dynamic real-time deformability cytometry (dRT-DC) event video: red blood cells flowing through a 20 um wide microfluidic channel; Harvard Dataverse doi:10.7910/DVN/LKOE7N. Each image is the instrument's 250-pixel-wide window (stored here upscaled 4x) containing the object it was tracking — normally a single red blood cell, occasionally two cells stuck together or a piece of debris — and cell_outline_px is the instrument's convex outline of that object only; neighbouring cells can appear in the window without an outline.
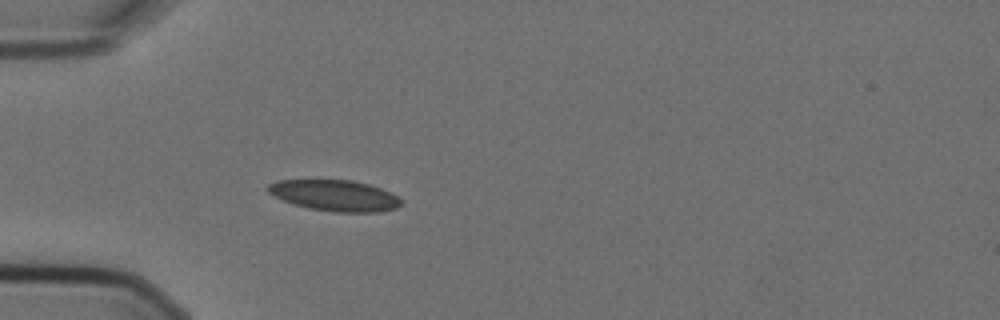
{"species": "Egyptian fruit bat (a non-hibernating species)", "species_latin": "Rousettus aegyptiacus", "temperature_condition": "cold", "stored_images_in_passage": 5, "camera_frame_rate_fps": 3000, "um_per_image_px": 0.085, "animal": {"sex": "female"}, "frame": {"image": 1, "passage_image": 5, "time_ms": 1.333, "image_size_px": [1000, 320], "cell_outline_px": [[400, 204], [396, 208], [376, 212], [332, 212], [308, 208], [292, 204], [272, 196], [264, 188], [268, 184], [276, 180], [352, 180], [368, 184], [380, 188], [396, 196], [400, 200]], "centroid_in_image_um": [28.36, 16.61], "position_along_channel_um": 56.6, "area_um2": 24.1}}